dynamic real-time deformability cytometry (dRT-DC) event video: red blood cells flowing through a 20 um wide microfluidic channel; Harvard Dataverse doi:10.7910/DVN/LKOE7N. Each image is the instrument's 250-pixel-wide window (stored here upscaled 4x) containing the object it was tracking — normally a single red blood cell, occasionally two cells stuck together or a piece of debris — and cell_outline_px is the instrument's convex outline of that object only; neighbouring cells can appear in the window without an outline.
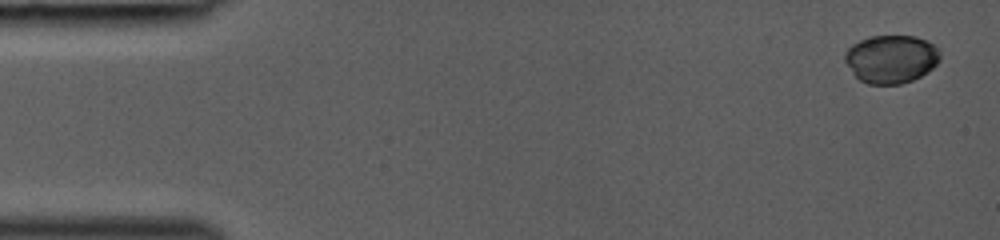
{"species": "common noctule bat (a hibernating species)", "species_latin": "Nyctalus noctula", "temperature_condition": "room temperature", "stored_images_in_passage": 43, "camera_frame_rate_fps": 3000, "um_per_image_px": 0.085, "animal": {"sex": "female", "body_mass_g": 19.0, "forearm_length_mm": 53.3}, "frame": {"image": 1, "passage_image": 1, "time_ms": 0.0, "image_size_px": [1000, 240], "cell_outline_px": [[940, 60], [928, 72], [912, 80], [900, 84], [868, 84], [860, 80], [856, 76], [844, 60], [844, 52], [852, 44], [868, 36], [916, 36], [928, 40], [940, 52]], "centroid_in_image_um": [75.74, 5.0], "position_along_channel_um": 9.3, "area_um2": 26.76}}
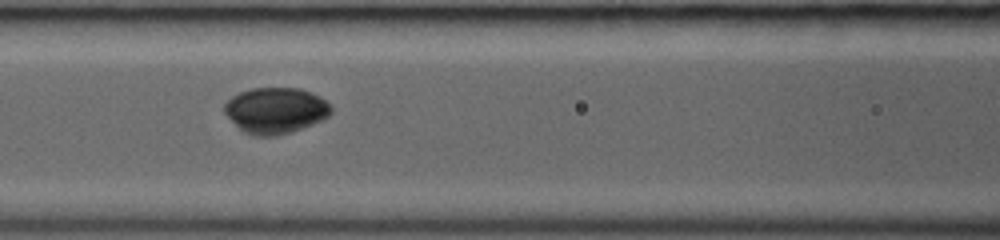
{"frame": {"image": 2, "passage_image": 19, "time_ms": 6.0, "image_size_px": [1000, 240], "cell_outline_px": [[332, 112], [328, 116], [312, 124], [292, 132], [276, 136], [252, 136], [244, 132], [224, 112], [224, 104], [232, 96], [240, 92], [252, 88], [300, 88], [312, 92], [320, 96], [332, 108]], "centroid_in_image_um": [23.43, 9.38], "position_along_channel_um": 143.2, "area_um2": 28.5}}
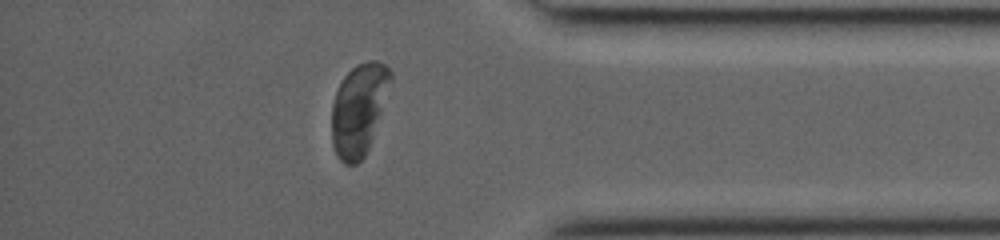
{"frame": {"image": 3, "passage_image": 37, "time_ms": 12.0, "image_size_px": [1000, 240], "cell_outline_px": [[392, 80], [368, 148], [364, 156], [356, 164], [344, 164], [340, 160], [332, 144], [332, 104], [336, 92], [344, 76], [356, 64], [368, 60], [376, 60], [384, 64], [392, 72]], "centroid_in_image_um": [30.49, 9.26], "position_along_channel_um": 404.7, "area_um2": 30.98}}